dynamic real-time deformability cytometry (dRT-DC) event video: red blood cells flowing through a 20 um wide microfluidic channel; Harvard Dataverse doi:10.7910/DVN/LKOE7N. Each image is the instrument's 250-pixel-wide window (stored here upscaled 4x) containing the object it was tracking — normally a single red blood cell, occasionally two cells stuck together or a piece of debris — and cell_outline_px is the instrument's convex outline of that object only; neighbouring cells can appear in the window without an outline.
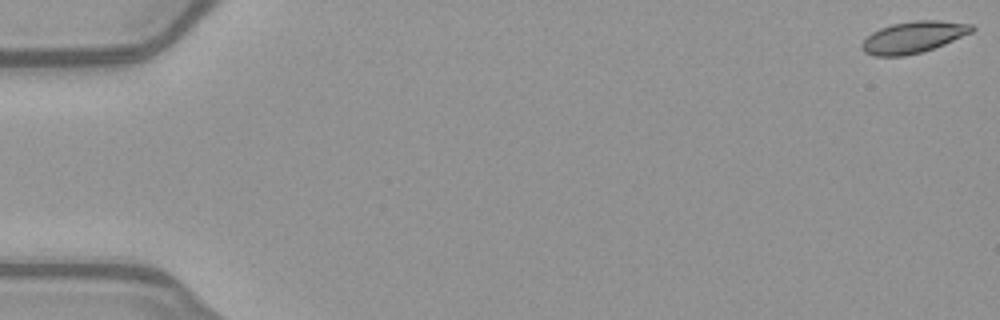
{"species": "common noctule bat (a hibernating species)", "species_latin": "Nyctalus noctula", "temperature_condition": "warm", "stored_images_in_passage": 52, "camera_frame_rate_fps": 3000, "um_per_image_px": 0.085, "animal": {"sex": "female", "body_mass_g": 21.9}, "frame": {"image": 1, "passage_image": 1, "time_ms": 0.0, "image_size_px": [1000, 320], "cell_outline_px": [[976, 28], [972, 32], [944, 44], [920, 52], [904, 56], [876, 56], [864, 52], [860, 48], [860, 44], [872, 32], [880, 28], [892, 24], [916, 20], [940, 20], [972, 24]], "centroid_in_image_um": [77.62, 3.15], "position_along_channel_um": 7.4, "area_um2": 20.17}}
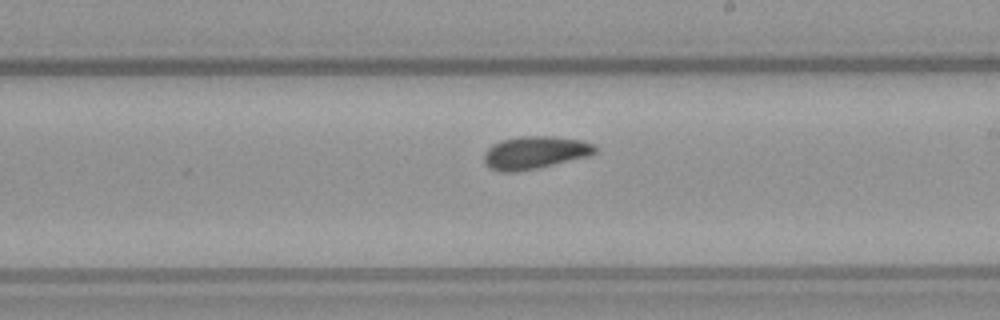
{"frame": {"image": 2, "passage_image": 31, "time_ms": 10.0, "image_size_px": [1000, 320], "cell_outline_px": [[596, 152], [588, 156], [540, 168], [516, 172], [500, 172], [488, 168], [484, 164], [484, 152], [492, 144], [500, 140], [524, 136], [552, 136], [580, 140], [592, 144], [596, 148]], "centroid_in_image_um": [45.41, 12.99], "position_along_channel_um": 243.6, "area_um2": 21.33}}
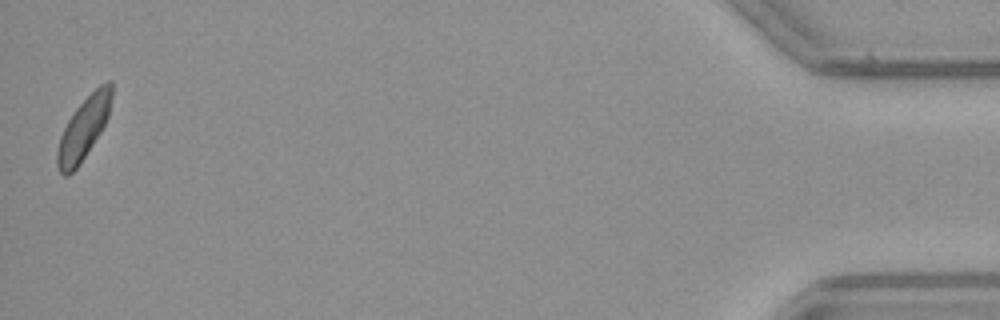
{"frame": {"image": 3, "passage_image": 52, "time_ms": 17.0, "image_size_px": [1000, 320], "cell_outline_px": [[112, 96], [108, 116], [100, 132], [76, 168], [68, 176], [64, 176], [60, 172], [56, 164], [56, 152], [60, 136], [68, 120], [76, 108], [100, 84], [108, 80], [112, 80]], "centroid_in_image_um": [7.09, 10.9], "position_along_channel_um": 428.1, "area_um2": 19.31}, "authors_computed_cell_mechanics": {"area_um2": 20.5479, "velocity_mm_per_s": 3.9952, "shape_relaxation_time_tau1_ms": 3.4783, "shape_relaxation_time_tau2_ms": 6.0392, "deformation_change_tau1": 0.0915, "deformation_change_tau2": 0.0912}}